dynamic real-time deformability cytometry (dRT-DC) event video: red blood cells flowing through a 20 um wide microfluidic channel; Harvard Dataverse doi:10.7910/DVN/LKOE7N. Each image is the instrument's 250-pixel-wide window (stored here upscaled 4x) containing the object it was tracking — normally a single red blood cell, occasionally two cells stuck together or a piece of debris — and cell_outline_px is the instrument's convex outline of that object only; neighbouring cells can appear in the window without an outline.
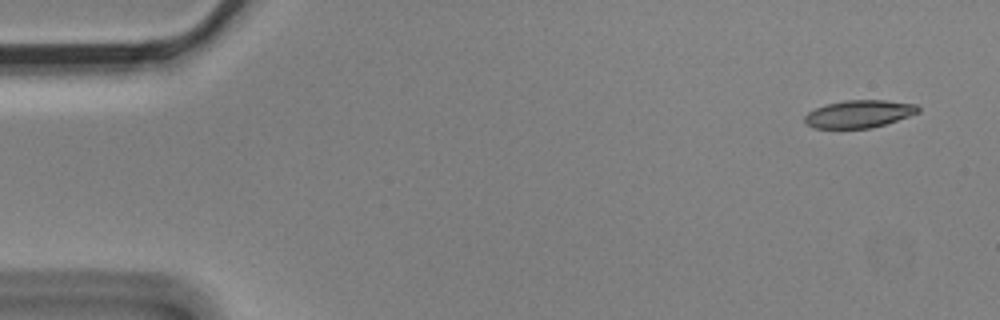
{"species": "Egyptian fruit bat (a non-hibernating species)", "species_latin": "Rousettus aegyptiacus", "temperature_condition": "cold", "stored_images_in_passage": 4, "camera_frame_rate_fps": 3000, "um_per_image_px": 0.085, "animal": {"sex": "male"}, "frame": {"image": 1, "passage_image": 1, "time_ms": 0.0, "image_size_px": [1000, 320], "cell_outline_px": [[920, 112], [872, 128], [812, 128], [804, 120], [804, 116], [808, 112], [816, 108], [828, 104], [844, 100], [884, 100], [916, 104], [920, 108]], "centroid_in_image_um": [73.02, 9.68], "position_along_channel_um": 12.0, "area_um2": 18.09}}